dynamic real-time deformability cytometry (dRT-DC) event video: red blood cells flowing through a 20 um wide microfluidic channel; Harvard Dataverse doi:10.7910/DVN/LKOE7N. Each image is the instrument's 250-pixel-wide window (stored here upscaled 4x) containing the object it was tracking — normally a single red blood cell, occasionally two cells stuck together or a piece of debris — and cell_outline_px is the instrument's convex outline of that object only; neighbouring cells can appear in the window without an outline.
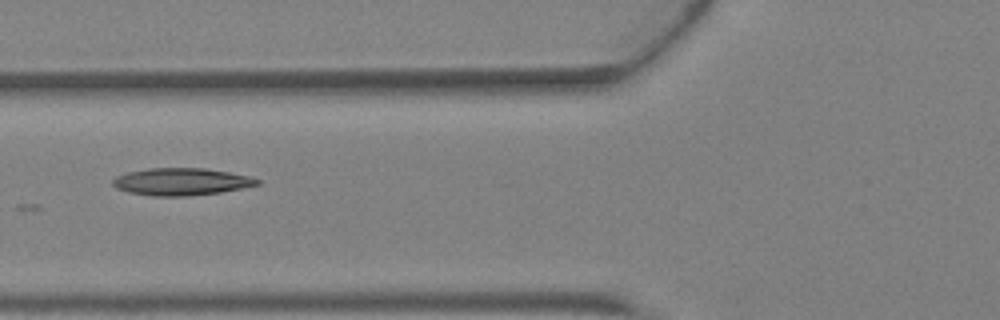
{"species": "Egyptian fruit bat (a non-hibernating species)", "species_latin": "Rousettus aegyptiacus", "temperature_condition": "warm", "stored_images_in_passage": 2, "camera_frame_rate_fps": 3000, "um_per_image_px": 0.085, "animal": {"sex": "female"}, "frame": {"image": 1, "passage_image": 2, "time_ms": 0.333, "image_size_px": [1000, 320], "cell_outline_px": [[260, 184], [220, 192], [188, 196], [152, 196], [128, 192], [116, 188], [112, 184], [112, 180], [116, 176], [128, 172], [148, 168], [204, 168], [228, 172], [248, 176], [260, 180]], "centroid_in_image_um": [15.37, 15.44], "position_along_channel_um": 110.4, "area_um2": 22.83}}